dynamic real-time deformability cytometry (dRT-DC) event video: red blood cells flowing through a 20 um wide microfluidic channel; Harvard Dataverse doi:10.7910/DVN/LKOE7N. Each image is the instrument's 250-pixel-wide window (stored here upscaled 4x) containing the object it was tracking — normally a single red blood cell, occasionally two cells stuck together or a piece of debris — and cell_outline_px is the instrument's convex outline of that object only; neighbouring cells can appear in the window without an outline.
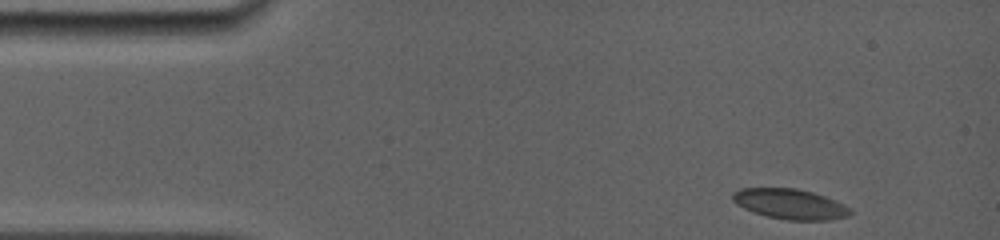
{"species": "common noctule bat (a hibernating species)", "species_latin": "Nyctalus noctula", "temperature_condition": "room temperature", "stored_images_in_passage": 21, "camera_frame_rate_fps": 5000, "um_per_image_px": 0.085, "animal": {"sex": "female", "body_mass_g": 19.0, "forearm_length_mm": 56.7}, "frame": {"image": 1, "passage_image": 1, "time_ms": 0.0, "image_size_px": [1000, 240], "cell_outline_px": [[852, 212], [848, 216], [828, 220], [788, 220], [768, 216], [744, 208], [736, 204], [732, 200], [732, 192], [740, 188], [796, 188], [812, 192], [824, 196], [844, 204]], "centroid_in_image_um": [67.14, 17.33], "position_along_channel_um": 17.9, "area_um2": 20.52}}
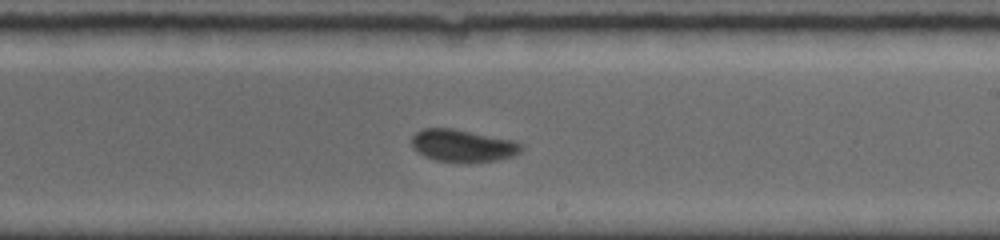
{"frame": {"image": 2, "passage_image": 10, "time_ms": 8.0, "image_size_px": [1000, 240], "cell_outline_px": [[524, 148], [520, 152], [512, 156], [496, 160], [436, 160], [424, 156], [412, 148], [412, 136], [416, 132], [424, 128], [452, 128], [512, 140], [524, 144]], "centroid_in_image_um": [39.32, 12.34], "position_along_channel_um": 249.7, "area_um2": 20.06}}
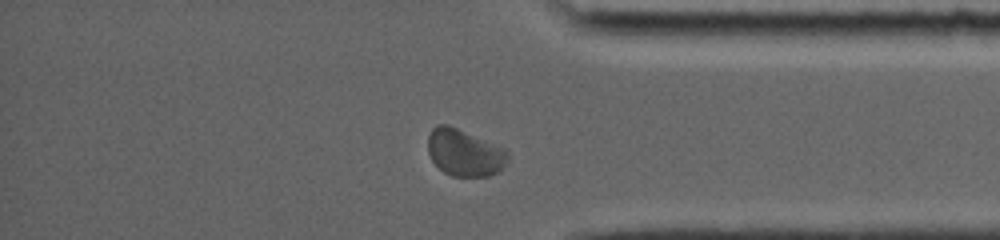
{"frame": {"image": 3, "passage_image": 18, "time_ms": 11.8, "image_size_px": [1000, 240], "cell_outline_px": [[508, 160], [504, 168], [488, 176], [452, 176], [444, 172], [432, 160], [428, 152], [428, 136], [432, 128], [436, 124], [448, 124], [504, 148], [508, 152]], "centroid_in_image_um": [39.48, 12.97], "position_along_channel_um": 395.7, "area_um2": 21.79}, "authors_computed_cell_mechanics": {"area_um2": 20.519, "velocity_mm_per_s": 3.8856, "shape_relaxation_time_tau1_ms": null, "shape_relaxation_time_tau2_ms": 1.2702, "deformation_change_tau1": null, "deformation_change_tau2": 0.0389}}